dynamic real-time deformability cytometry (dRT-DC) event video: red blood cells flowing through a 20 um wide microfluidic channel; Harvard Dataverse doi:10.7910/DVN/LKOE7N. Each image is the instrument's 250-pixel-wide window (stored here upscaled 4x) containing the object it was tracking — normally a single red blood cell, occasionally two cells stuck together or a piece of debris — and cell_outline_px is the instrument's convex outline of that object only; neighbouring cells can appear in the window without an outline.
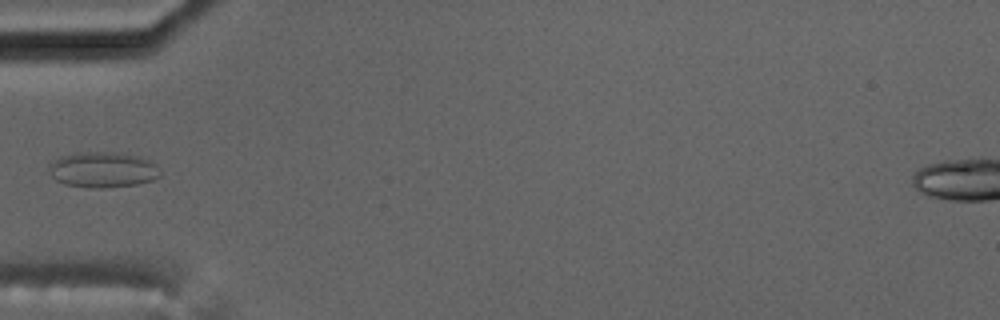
{"species": "common noctule bat (a hibernating species)", "species_latin": "Nyctalus noctula", "temperature_condition": "cold", "stored_images_in_passage": 13, "camera_frame_rate_fps": 3000, "um_per_image_px": 0.085, "animal": {"sex": "male", "body_mass_g": 17.5, "forearm_length_mm": 52.3}, "frame": {"image": 1, "passage_image": 4, "time_ms": 5.0, "image_size_px": [1000, 320], "cell_outline_px": [[160, 176], [152, 180], [136, 184], [100, 188], [92, 188], [64, 184], [56, 180], [52, 176], [48, 164], [52, 160], [60, 156], [76, 152], [128, 152], [148, 160], [156, 164], [160, 172]], "centroid_in_image_um": [8.72, 14.4], "position_along_channel_um": 76.3, "area_um2": 23.29}}
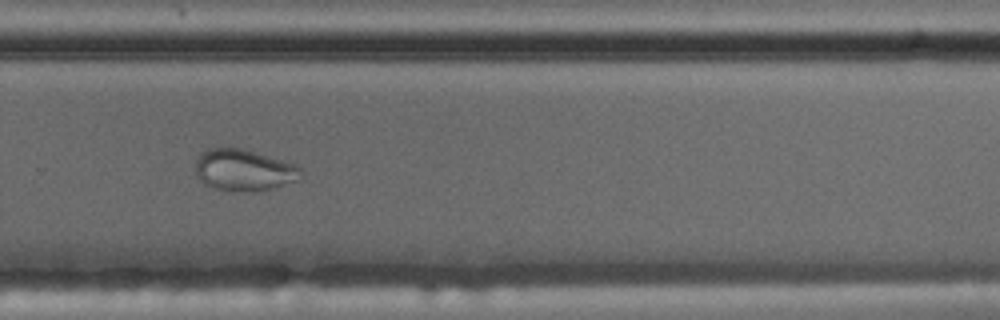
{"frame": {"image": 2, "passage_image": 10, "time_ms": 11.667, "image_size_px": [1000, 320], "cell_outline_px": [[304, 176], [300, 180], [272, 188], [252, 192], [240, 192], [212, 188], [204, 184], [196, 176], [196, 160], [200, 152], [208, 148], [240, 148], [280, 160], [292, 164], [300, 168], [304, 172]], "centroid_in_image_um": [20.71, 14.48], "position_along_channel_um": 309.1, "area_um2": 25.61}}
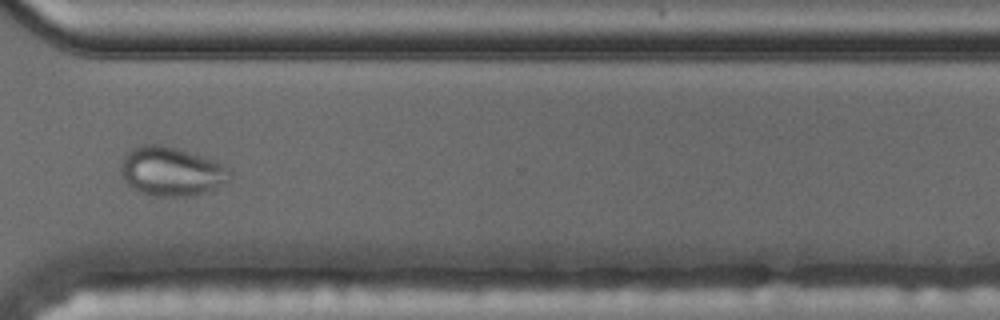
{"frame": {"image": 3, "passage_image": 11, "time_ms": 13.0, "image_size_px": [1000, 320], "cell_outline_px": [[232, 176], [228, 180], [204, 192], [188, 196], [156, 196], [140, 192], [132, 188], [124, 180], [120, 172], [120, 164], [124, 156], [132, 148], [140, 144], [160, 144], [176, 148], [224, 164], [232, 172]], "centroid_in_image_um": [14.52, 14.56], "position_along_channel_um": 356.1, "area_um2": 30.92}, "authors_computed_cell_mechanics": {"area_um2": 24.2182, "velocity_mm_per_s": 3.4978, "shape_relaxation_time_tau1_ms": null, "shape_relaxation_time_tau2_ms": 1.7175, "deformation_change_tau1": null, "deformation_change_tau2": 0.0455}}